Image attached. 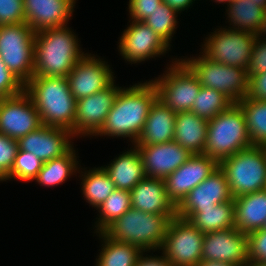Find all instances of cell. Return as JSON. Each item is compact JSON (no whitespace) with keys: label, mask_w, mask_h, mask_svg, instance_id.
<instances>
[{"label":"cell","mask_w":266,"mask_h":266,"mask_svg":"<svg viewBox=\"0 0 266 266\" xmlns=\"http://www.w3.org/2000/svg\"><path fill=\"white\" fill-rule=\"evenodd\" d=\"M157 98L158 90L152 80L122 88L104 124L94 136L129 138L134 145Z\"/></svg>","instance_id":"1"},{"label":"cell","mask_w":266,"mask_h":266,"mask_svg":"<svg viewBox=\"0 0 266 266\" xmlns=\"http://www.w3.org/2000/svg\"><path fill=\"white\" fill-rule=\"evenodd\" d=\"M73 33L66 25L35 34L33 76L67 77L77 61L86 54L81 51Z\"/></svg>","instance_id":"2"},{"label":"cell","mask_w":266,"mask_h":266,"mask_svg":"<svg viewBox=\"0 0 266 266\" xmlns=\"http://www.w3.org/2000/svg\"><path fill=\"white\" fill-rule=\"evenodd\" d=\"M24 91L31 97L43 125L62 127L73 134L77 100L66 77L33 76Z\"/></svg>","instance_id":"3"},{"label":"cell","mask_w":266,"mask_h":266,"mask_svg":"<svg viewBox=\"0 0 266 266\" xmlns=\"http://www.w3.org/2000/svg\"><path fill=\"white\" fill-rule=\"evenodd\" d=\"M171 218L131 208L103 233L112 240L127 242L142 251H160Z\"/></svg>","instance_id":"4"},{"label":"cell","mask_w":266,"mask_h":266,"mask_svg":"<svg viewBox=\"0 0 266 266\" xmlns=\"http://www.w3.org/2000/svg\"><path fill=\"white\" fill-rule=\"evenodd\" d=\"M253 146L242 108L233 103L227 110L208 121L206 145L203 154L216 159L232 156Z\"/></svg>","instance_id":"5"},{"label":"cell","mask_w":266,"mask_h":266,"mask_svg":"<svg viewBox=\"0 0 266 266\" xmlns=\"http://www.w3.org/2000/svg\"><path fill=\"white\" fill-rule=\"evenodd\" d=\"M225 173L233 197L264 189L266 181V152L253 145L226 157L219 162Z\"/></svg>","instance_id":"6"},{"label":"cell","mask_w":266,"mask_h":266,"mask_svg":"<svg viewBox=\"0 0 266 266\" xmlns=\"http://www.w3.org/2000/svg\"><path fill=\"white\" fill-rule=\"evenodd\" d=\"M198 78L200 85L222 92L233 103L247 96V70L211 61L202 53L198 57L180 59Z\"/></svg>","instance_id":"7"},{"label":"cell","mask_w":266,"mask_h":266,"mask_svg":"<svg viewBox=\"0 0 266 266\" xmlns=\"http://www.w3.org/2000/svg\"><path fill=\"white\" fill-rule=\"evenodd\" d=\"M35 34L27 23L0 25V57L24 85L34 75Z\"/></svg>","instance_id":"8"},{"label":"cell","mask_w":266,"mask_h":266,"mask_svg":"<svg viewBox=\"0 0 266 266\" xmlns=\"http://www.w3.org/2000/svg\"><path fill=\"white\" fill-rule=\"evenodd\" d=\"M173 61L169 68L166 67L165 73L154 78L152 82L157 87L158 98L175 113L188 112L192 109V103L196 100L201 85L180 59L175 58Z\"/></svg>","instance_id":"9"},{"label":"cell","mask_w":266,"mask_h":266,"mask_svg":"<svg viewBox=\"0 0 266 266\" xmlns=\"http://www.w3.org/2000/svg\"><path fill=\"white\" fill-rule=\"evenodd\" d=\"M256 37L250 32L222 27L205 38L202 54L213 62L247 70Z\"/></svg>","instance_id":"10"},{"label":"cell","mask_w":266,"mask_h":266,"mask_svg":"<svg viewBox=\"0 0 266 266\" xmlns=\"http://www.w3.org/2000/svg\"><path fill=\"white\" fill-rule=\"evenodd\" d=\"M204 233L187 220L171 219L160 250L171 266H196L202 260Z\"/></svg>","instance_id":"11"},{"label":"cell","mask_w":266,"mask_h":266,"mask_svg":"<svg viewBox=\"0 0 266 266\" xmlns=\"http://www.w3.org/2000/svg\"><path fill=\"white\" fill-rule=\"evenodd\" d=\"M43 126L31 97L22 93L0 99V133L18 140Z\"/></svg>","instance_id":"12"},{"label":"cell","mask_w":266,"mask_h":266,"mask_svg":"<svg viewBox=\"0 0 266 266\" xmlns=\"http://www.w3.org/2000/svg\"><path fill=\"white\" fill-rule=\"evenodd\" d=\"M97 57L86 53L66 77L70 91L76 100L100 92L115 81V74L109 68L108 62Z\"/></svg>","instance_id":"13"},{"label":"cell","mask_w":266,"mask_h":266,"mask_svg":"<svg viewBox=\"0 0 266 266\" xmlns=\"http://www.w3.org/2000/svg\"><path fill=\"white\" fill-rule=\"evenodd\" d=\"M219 168V162L205 154H192L174 172L168 175L165 188L169 199L177 207L189 192Z\"/></svg>","instance_id":"14"},{"label":"cell","mask_w":266,"mask_h":266,"mask_svg":"<svg viewBox=\"0 0 266 266\" xmlns=\"http://www.w3.org/2000/svg\"><path fill=\"white\" fill-rule=\"evenodd\" d=\"M118 44L122 58L131 64L165 55L170 49L147 24L135 20L123 31Z\"/></svg>","instance_id":"15"},{"label":"cell","mask_w":266,"mask_h":266,"mask_svg":"<svg viewBox=\"0 0 266 266\" xmlns=\"http://www.w3.org/2000/svg\"><path fill=\"white\" fill-rule=\"evenodd\" d=\"M121 89L114 81L106 89L77 100L73 136H94L104 124Z\"/></svg>","instance_id":"16"},{"label":"cell","mask_w":266,"mask_h":266,"mask_svg":"<svg viewBox=\"0 0 266 266\" xmlns=\"http://www.w3.org/2000/svg\"><path fill=\"white\" fill-rule=\"evenodd\" d=\"M248 234L236 227L204 233L202 260L221 261L238 266L248 263Z\"/></svg>","instance_id":"17"},{"label":"cell","mask_w":266,"mask_h":266,"mask_svg":"<svg viewBox=\"0 0 266 266\" xmlns=\"http://www.w3.org/2000/svg\"><path fill=\"white\" fill-rule=\"evenodd\" d=\"M74 136L62 127L43 125L17 140L18 149L33 153L43 162L66 154L73 147ZM72 143V144H71Z\"/></svg>","instance_id":"18"},{"label":"cell","mask_w":266,"mask_h":266,"mask_svg":"<svg viewBox=\"0 0 266 266\" xmlns=\"http://www.w3.org/2000/svg\"><path fill=\"white\" fill-rule=\"evenodd\" d=\"M134 146L140 153L146 176L163 180L192 155L176 141Z\"/></svg>","instance_id":"19"},{"label":"cell","mask_w":266,"mask_h":266,"mask_svg":"<svg viewBox=\"0 0 266 266\" xmlns=\"http://www.w3.org/2000/svg\"><path fill=\"white\" fill-rule=\"evenodd\" d=\"M225 173L218 168L208 178L193 188L177 206V217L183 218L189 211L215 208L217 204L233 200Z\"/></svg>","instance_id":"20"},{"label":"cell","mask_w":266,"mask_h":266,"mask_svg":"<svg viewBox=\"0 0 266 266\" xmlns=\"http://www.w3.org/2000/svg\"><path fill=\"white\" fill-rule=\"evenodd\" d=\"M77 0H23L25 20L35 32L63 27L72 18Z\"/></svg>","instance_id":"21"},{"label":"cell","mask_w":266,"mask_h":266,"mask_svg":"<svg viewBox=\"0 0 266 266\" xmlns=\"http://www.w3.org/2000/svg\"><path fill=\"white\" fill-rule=\"evenodd\" d=\"M132 208L142 212L177 217V207L169 199L165 181L154 177H145L131 191Z\"/></svg>","instance_id":"22"},{"label":"cell","mask_w":266,"mask_h":266,"mask_svg":"<svg viewBox=\"0 0 266 266\" xmlns=\"http://www.w3.org/2000/svg\"><path fill=\"white\" fill-rule=\"evenodd\" d=\"M175 119L176 113L157 98L151 106L142 132L134 145H152L173 141Z\"/></svg>","instance_id":"23"},{"label":"cell","mask_w":266,"mask_h":266,"mask_svg":"<svg viewBox=\"0 0 266 266\" xmlns=\"http://www.w3.org/2000/svg\"><path fill=\"white\" fill-rule=\"evenodd\" d=\"M116 189L131 191L146 177L140 153L135 146L114 158L108 166H102Z\"/></svg>","instance_id":"24"},{"label":"cell","mask_w":266,"mask_h":266,"mask_svg":"<svg viewBox=\"0 0 266 266\" xmlns=\"http://www.w3.org/2000/svg\"><path fill=\"white\" fill-rule=\"evenodd\" d=\"M235 227L249 234L260 230L266 222V192L264 190L234 198Z\"/></svg>","instance_id":"25"},{"label":"cell","mask_w":266,"mask_h":266,"mask_svg":"<svg viewBox=\"0 0 266 266\" xmlns=\"http://www.w3.org/2000/svg\"><path fill=\"white\" fill-rule=\"evenodd\" d=\"M208 121L188 112L176 113L173 141L191 154H203L206 145Z\"/></svg>","instance_id":"26"},{"label":"cell","mask_w":266,"mask_h":266,"mask_svg":"<svg viewBox=\"0 0 266 266\" xmlns=\"http://www.w3.org/2000/svg\"><path fill=\"white\" fill-rule=\"evenodd\" d=\"M234 199L217 204L203 211H189L182 219L187 220L202 233L235 227Z\"/></svg>","instance_id":"27"},{"label":"cell","mask_w":266,"mask_h":266,"mask_svg":"<svg viewBox=\"0 0 266 266\" xmlns=\"http://www.w3.org/2000/svg\"><path fill=\"white\" fill-rule=\"evenodd\" d=\"M75 151L73 146L66 154L44 162L34 180L41 186L52 187L64 183L74 173L77 174L81 167L78 165V154Z\"/></svg>","instance_id":"28"},{"label":"cell","mask_w":266,"mask_h":266,"mask_svg":"<svg viewBox=\"0 0 266 266\" xmlns=\"http://www.w3.org/2000/svg\"><path fill=\"white\" fill-rule=\"evenodd\" d=\"M103 244L96 258L95 266H135L142 250L127 242H119L107 237L103 232L98 233Z\"/></svg>","instance_id":"29"},{"label":"cell","mask_w":266,"mask_h":266,"mask_svg":"<svg viewBox=\"0 0 266 266\" xmlns=\"http://www.w3.org/2000/svg\"><path fill=\"white\" fill-rule=\"evenodd\" d=\"M78 173H81L79 177H82V195L87 200L86 202L95 209L116 189L115 184L102 166L84 171L79 169Z\"/></svg>","instance_id":"30"},{"label":"cell","mask_w":266,"mask_h":266,"mask_svg":"<svg viewBox=\"0 0 266 266\" xmlns=\"http://www.w3.org/2000/svg\"><path fill=\"white\" fill-rule=\"evenodd\" d=\"M227 18L233 30L258 34L265 10L250 0H237L227 7ZM233 26V27H232Z\"/></svg>","instance_id":"31"},{"label":"cell","mask_w":266,"mask_h":266,"mask_svg":"<svg viewBox=\"0 0 266 266\" xmlns=\"http://www.w3.org/2000/svg\"><path fill=\"white\" fill-rule=\"evenodd\" d=\"M243 110L250 141L253 145H266V100L245 97L237 103Z\"/></svg>","instance_id":"32"},{"label":"cell","mask_w":266,"mask_h":266,"mask_svg":"<svg viewBox=\"0 0 266 266\" xmlns=\"http://www.w3.org/2000/svg\"><path fill=\"white\" fill-rule=\"evenodd\" d=\"M132 208L130 191L115 189L96 209L99 214L95 223L96 234L103 232L109 225Z\"/></svg>","instance_id":"33"},{"label":"cell","mask_w":266,"mask_h":266,"mask_svg":"<svg viewBox=\"0 0 266 266\" xmlns=\"http://www.w3.org/2000/svg\"><path fill=\"white\" fill-rule=\"evenodd\" d=\"M232 104L233 102L222 92L201 86L196 100L192 103L190 112L209 121L219 113L227 110Z\"/></svg>","instance_id":"34"},{"label":"cell","mask_w":266,"mask_h":266,"mask_svg":"<svg viewBox=\"0 0 266 266\" xmlns=\"http://www.w3.org/2000/svg\"><path fill=\"white\" fill-rule=\"evenodd\" d=\"M178 14L164 2L154 10L150 16L143 20L165 43L170 42L177 28Z\"/></svg>","instance_id":"35"},{"label":"cell","mask_w":266,"mask_h":266,"mask_svg":"<svg viewBox=\"0 0 266 266\" xmlns=\"http://www.w3.org/2000/svg\"><path fill=\"white\" fill-rule=\"evenodd\" d=\"M43 164L44 162L33 153L18 149L14 165L10 173L2 181L9 179H16L24 182L33 181L43 167Z\"/></svg>","instance_id":"36"},{"label":"cell","mask_w":266,"mask_h":266,"mask_svg":"<svg viewBox=\"0 0 266 266\" xmlns=\"http://www.w3.org/2000/svg\"><path fill=\"white\" fill-rule=\"evenodd\" d=\"M18 151L17 140L0 133V181L10 173Z\"/></svg>","instance_id":"37"},{"label":"cell","mask_w":266,"mask_h":266,"mask_svg":"<svg viewBox=\"0 0 266 266\" xmlns=\"http://www.w3.org/2000/svg\"><path fill=\"white\" fill-rule=\"evenodd\" d=\"M26 23L23 0H0V25Z\"/></svg>","instance_id":"38"},{"label":"cell","mask_w":266,"mask_h":266,"mask_svg":"<svg viewBox=\"0 0 266 266\" xmlns=\"http://www.w3.org/2000/svg\"><path fill=\"white\" fill-rule=\"evenodd\" d=\"M24 91V84L13 75L0 57V99L16 96Z\"/></svg>","instance_id":"39"},{"label":"cell","mask_w":266,"mask_h":266,"mask_svg":"<svg viewBox=\"0 0 266 266\" xmlns=\"http://www.w3.org/2000/svg\"><path fill=\"white\" fill-rule=\"evenodd\" d=\"M248 260L266 262V230L260 229L248 234Z\"/></svg>","instance_id":"40"},{"label":"cell","mask_w":266,"mask_h":266,"mask_svg":"<svg viewBox=\"0 0 266 266\" xmlns=\"http://www.w3.org/2000/svg\"><path fill=\"white\" fill-rule=\"evenodd\" d=\"M256 37L249 64L247 67L248 77L258 73L266 72V39Z\"/></svg>","instance_id":"41"},{"label":"cell","mask_w":266,"mask_h":266,"mask_svg":"<svg viewBox=\"0 0 266 266\" xmlns=\"http://www.w3.org/2000/svg\"><path fill=\"white\" fill-rule=\"evenodd\" d=\"M162 0H129L128 10L131 20L143 21L159 8Z\"/></svg>","instance_id":"42"},{"label":"cell","mask_w":266,"mask_h":266,"mask_svg":"<svg viewBox=\"0 0 266 266\" xmlns=\"http://www.w3.org/2000/svg\"><path fill=\"white\" fill-rule=\"evenodd\" d=\"M247 98L266 100V72L249 76Z\"/></svg>","instance_id":"43"},{"label":"cell","mask_w":266,"mask_h":266,"mask_svg":"<svg viewBox=\"0 0 266 266\" xmlns=\"http://www.w3.org/2000/svg\"><path fill=\"white\" fill-rule=\"evenodd\" d=\"M149 251H142L139 258L137 259L135 266H171L170 262L167 260L166 256L163 254L161 256H150L146 254V256H143ZM148 255V256H147Z\"/></svg>","instance_id":"44"},{"label":"cell","mask_w":266,"mask_h":266,"mask_svg":"<svg viewBox=\"0 0 266 266\" xmlns=\"http://www.w3.org/2000/svg\"><path fill=\"white\" fill-rule=\"evenodd\" d=\"M165 4L175 10L177 13H181L187 10L195 0H162Z\"/></svg>","instance_id":"45"},{"label":"cell","mask_w":266,"mask_h":266,"mask_svg":"<svg viewBox=\"0 0 266 266\" xmlns=\"http://www.w3.org/2000/svg\"><path fill=\"white\" fill-rule=\"evenodd\" d=\"M196 266H238L221 261L201 260Z\"/></svg>","instance_id":"46"},{"label":"cell","mask_w":266,"mask_h":266,"mask_svg":"<svg viewBox=\"0 0 266 266\" xmlns=\"http://www.w3.org/2000/svg\"><path fill=\"white\" fill-rule=\"evenodd\" d=\"M257 36H258V37L263 36L264 39H266V37H265V36H266V10H265L264 20H263V23H262L261 29L259 30Z\"/></svg>","instance_id":"47"},{"label":"cell","mask_w":266,"mask_h":266,"mask_svg":"<svg viewBox=\"0 0 266 266\" xmlns=\"http://www.w3.org/2000/svg\"><path fill=\"white\" fill-rule=\"evenodd\" d=\"M245 266H266V262H256L253 260H248V263Z\"/></svg>","instance_id":"48"},{"label":"cell","mask_w":266,"mask_h":266,"mask_svg":"<svg viewBox=\"0 0 266 266\" xmlns=\"http://www.w3.org/2000/svg\"><path fill=\"white\" fill-rule=\"evenodd\" d=\"M250 1L255 2V4L266 10V0H250Z\"/></svg>","instance_id":"49"},{"label":"cell","mask_w":266,"mask_h":266,"mask_svg":"<svg viewBox=\"0 0 266 266\" xmlns=\"http://www.w3.org/2000/svg\"><path fill=\"white\" fill-rule=\"evenodd\" d=\"M237 0H215L214 2H218L219 4L220 3H224V4H226L227 5V7L229 6V5H231V4H233L234 2H236Z\"/></svg>","instance_id":"50"},{"label":"cell","mask_w":266,"mask_h":266,"mask_svg":"<svg viewBox=\"0 0 266 266\" xmlns=\"http://www.w3.org/2000/svg\"><path fill=\"white\" fill-rule=\"evenodd\" d=\"M263 190L266 192V181H265V185H264V189Z\"/></svg>","instance_id":"51"},{"label":"cell","mask_w":266,"mask_h":266,"mask_svg":"<svg viewBox=\"0 0 266 266\" xmlns=\"http://www.w3.org/2000/svg\"><path fill=\"white\" fill-rule=\"evenodd\" d=\"M262 229L266 230V222H265V225H264V227Z\"/></svg>","instance_id":"52"}]
</instances>
